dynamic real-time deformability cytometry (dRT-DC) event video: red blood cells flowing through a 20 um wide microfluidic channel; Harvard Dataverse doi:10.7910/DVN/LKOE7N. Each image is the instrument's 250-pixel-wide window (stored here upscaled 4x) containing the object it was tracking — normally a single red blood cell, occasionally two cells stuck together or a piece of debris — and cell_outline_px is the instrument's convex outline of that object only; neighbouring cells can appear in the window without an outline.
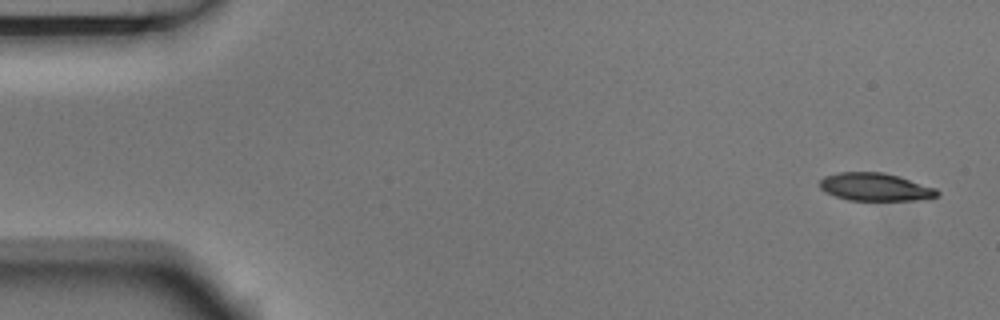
{"species": "Egyptian fruit bat (a non-hibernating species)", "species_latin": "Rousettus aegyptiacus", "temperature_condition": "room temperature", "stored_images_in_passage": 6, "camera_frame_rate_fps": 3000, "um_per_image_px": 0.085, "animal": {"sex": "male"}, "frame": {"image": 1, "passage_image": 1, "time_ms": 0.0, "image_size_px": [1000, 320], "cell_outline_px": [[940, 192], [936, 196], [920, 200], [848, 200], [824, 192], [820, 188], [820, 180], [824, 176], [840, 172], [884, 172], [900, 176], [936, 188]], "centroid_in_image_um": [74.39, 15.89], "position_along_channel_um": 10.6, "area_um2": 19.13}}
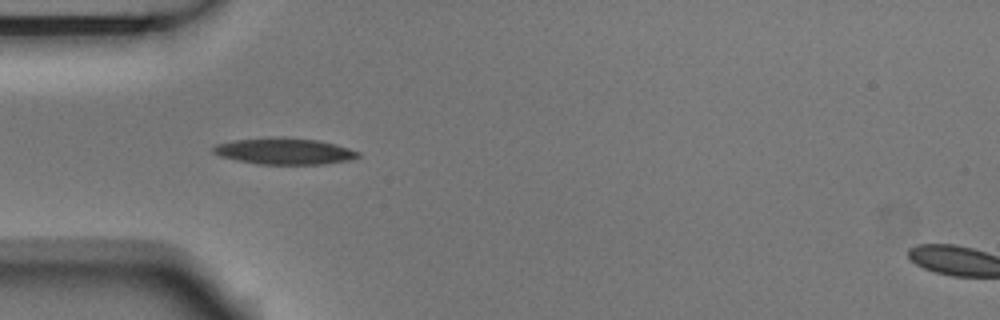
{"frame": {"image": 2, "passage_image": 5, "time_ms": 1.333, "image_size_px": [1000, 320], "cell_outline_px": [[360, 156], [348, 160], [324, 164], [256, 164], [236, 160], [220, 156], [212, 152], [212, 148], [216, 144], [236, 140], [316, 140], [336, 144], [360, 152]], "centroid_in_image_um": [24.19, 12.91], "position_along_channel_um": 60.8, "area_um2": 21.1}}
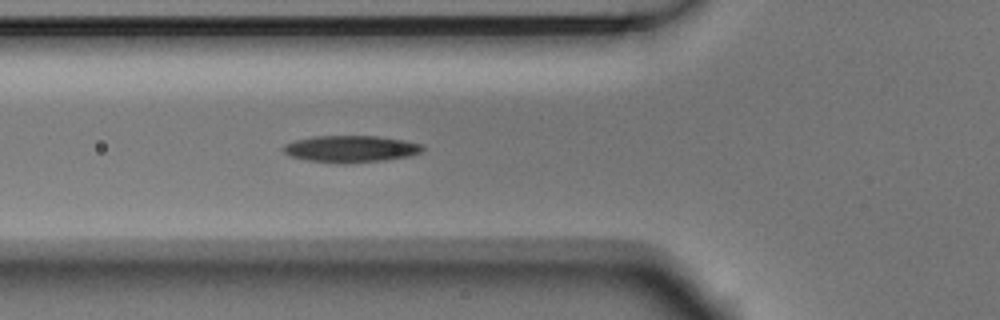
{"frame": {"image": 3, "passage_image": 6, "time_ms": 1.667, "image_size_px": [1000, 320], "cell_outline_px": [[424, 148], [420, 152], [408, 156], [384, 160], [344, 164], [308, 160], [288, 156], [280, 148], [284, 144], [296, 140], [312, 136], [376, 136], [404, 140], [420, 144]], "centroid_in_image_um": [29.75, 12.66], "position_along_channel_um": 96.1, "area_um2": 21.73}}